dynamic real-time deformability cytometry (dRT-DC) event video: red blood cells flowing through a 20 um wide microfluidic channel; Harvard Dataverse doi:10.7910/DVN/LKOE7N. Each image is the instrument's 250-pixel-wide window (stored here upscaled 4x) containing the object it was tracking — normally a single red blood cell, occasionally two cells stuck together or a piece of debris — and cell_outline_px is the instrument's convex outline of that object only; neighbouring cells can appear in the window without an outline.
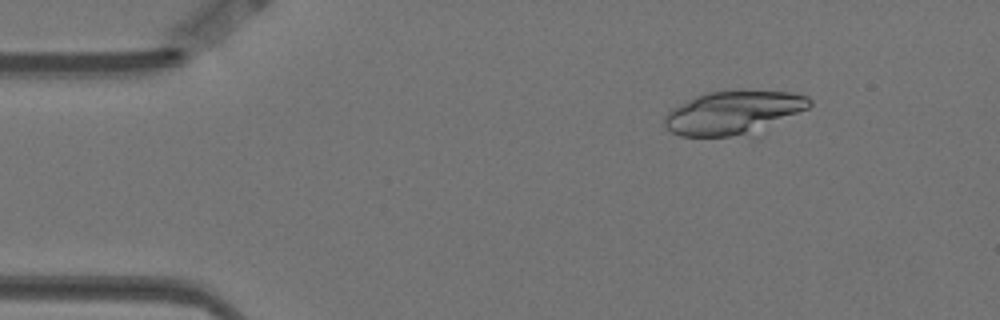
{"species": "Egyptian fruit bat (a non-hibernating species)", "species_latin": "Rousettus aegyptiacus", "temperature_condition": "warm", "stored_images_in_passage": 56, "camera_frame_rate_fps": 3000, "um_per_image_px": 0.085, "animal": {"sex": "female"}, "frame": {"image": 1, "passage_image": 7, "time_ms": 2.0, "image_size_px": [1000, 320], "cell_outline_px": [[812, 104], [808, 108], [744, 132], [732, 136], [680, 136], [672, 132], [664, 124], [664, 116], [672, 108], [696, 96], [708, 92], [740, 88], [744, 88], [792, 92], [808, 96], [812, 100]], "centroid_in_image_um": [62.27, 9.48], "position_along_channel_um": 22.7, "area_um2": 35.84}}